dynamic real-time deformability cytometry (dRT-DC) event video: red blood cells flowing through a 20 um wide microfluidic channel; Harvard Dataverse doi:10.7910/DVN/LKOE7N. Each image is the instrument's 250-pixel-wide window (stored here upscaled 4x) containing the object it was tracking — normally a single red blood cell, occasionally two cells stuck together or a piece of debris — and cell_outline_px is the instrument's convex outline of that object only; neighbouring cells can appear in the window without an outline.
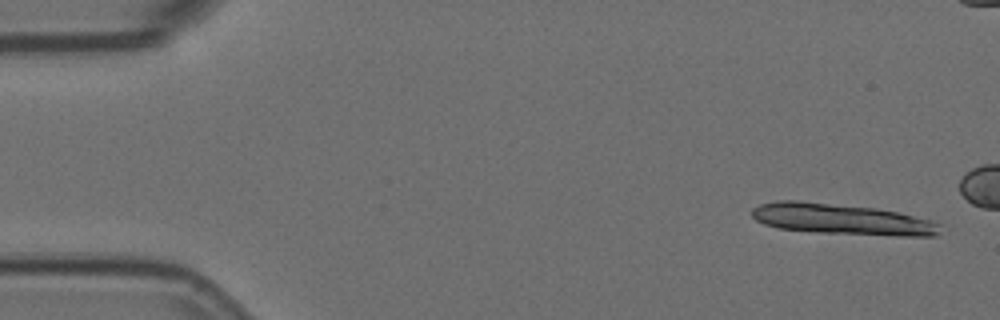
{"species": "Egyptian fruit bat (a non-hibernating species)", "species_latin": "Rousettus aegyptiacus", "temperature_condition": "room temperature", "stored_images_in_passage": 14, "camera_frame_rate_fps": 3000, "um_per_image_px": 0.085, "animal": {"sex": "female"}, "frame": {"image": 1, "passage_image": 3, "time_ms": 0.667, "image_size_px": [1000, 320], "cell_outline_px": [[940, 224], [936, 236], [896, 236], [820, 232], [780, 228], [764, 224], [756, 220], [752, 216], [752, 208], [760, 204], [776, 200], [800, 200], [876, 208], [896, 212], [932, 220]], "centroid_in_image_um": [71.53, 18.62], "position_along_channel_um": 13.5, "area_um2": 33.76}}